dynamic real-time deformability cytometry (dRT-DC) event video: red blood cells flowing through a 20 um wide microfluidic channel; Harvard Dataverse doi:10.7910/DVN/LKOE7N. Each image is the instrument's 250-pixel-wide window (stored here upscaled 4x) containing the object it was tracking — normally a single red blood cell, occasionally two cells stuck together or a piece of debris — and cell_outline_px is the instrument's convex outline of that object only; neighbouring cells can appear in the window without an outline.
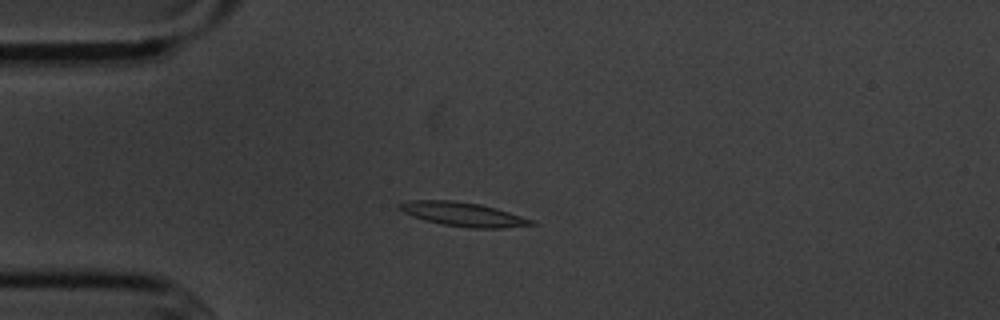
{"species": "common noctule bat (a hibernating species)", "species_latin": "Nyctalus noctula", "temperature_condition": "cold", "stored_images_in_passage": 42, "camera_frame_rate_fps": 3000, "um_per_image_px": 0.085, "animal": {"sex": "male", "body_mass_g": 20.1, "forearm_length_mm": 53.5}, "frame": {"image": 1, "passage_image": 1, "time_ms": 0.0, "image_size_px": [1000, 320], "cell_outline_px": [[536, 224], [504, 228], [468, 228], [444, 224], [424, 220], [412, 216], [396, 208], [396, 204], [412, 200], [452, 200], [480, 204], [496, 208], [532, 220]], "centroid_in_image_um": [39.3, 18.2], "position_along_channel_um": 45.7, "area_um2": 18.32}}
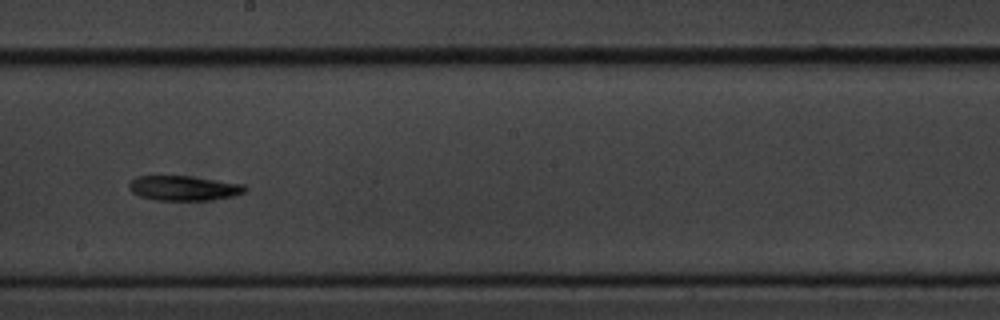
{"frame": {"image": 2, "passage_image": 18, "time_ms": 5.667, "image_size_px": [1000, 320], "cell_outline_px": [[248, 188], [244, 192], [232, 196], [212, 200], [156, 200], [140, 196], [132, 192], [128, 188], [128, 184], [136, 176], [188, 176], [244, 184]], "centroid_in_image_um": [15.61, 15.99], "position_along_channel_um": 232.6, "area_um2": 16.7}}
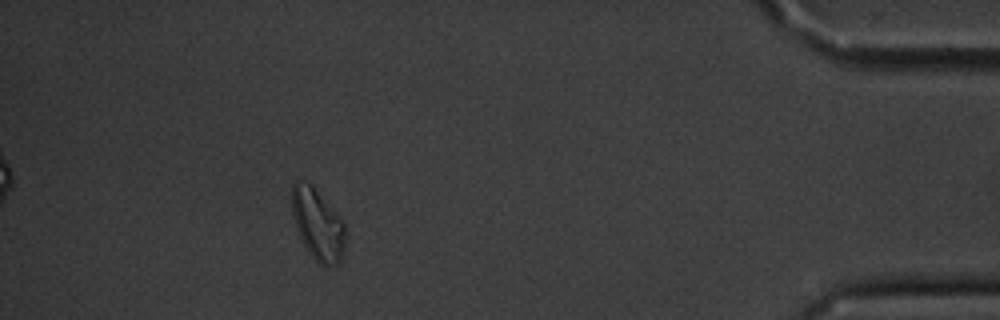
{"frame": {"image": 3, "passage_image": 37, "time_ms": 12.0, "image_size_px": [1000, 320], "cell_outline_px": [[344, 248], [340, 260], [336, 264], [328, 268], [324, 268], [312, 256], [304, 244], [300, 236], [292, 212], [292, 188], [296, 180], [300, 180], [308, 184], [344, 220]], "centroid_in_image_um": [27.02, 19.13], "position_along_channel_um": 408.2, "area_um2": 21.5}, "authors_computed_cell_mechanics": {"area_um2": 16.7331, "velocity_mm_per_s": 3.5991, "shape_relaxation_time_tau1_ms": 8.3884, "shape_relaxation_time_tau2_ms": null, "deformation_change_tau1": 0.1973, "deformation_change_tau2": null}}